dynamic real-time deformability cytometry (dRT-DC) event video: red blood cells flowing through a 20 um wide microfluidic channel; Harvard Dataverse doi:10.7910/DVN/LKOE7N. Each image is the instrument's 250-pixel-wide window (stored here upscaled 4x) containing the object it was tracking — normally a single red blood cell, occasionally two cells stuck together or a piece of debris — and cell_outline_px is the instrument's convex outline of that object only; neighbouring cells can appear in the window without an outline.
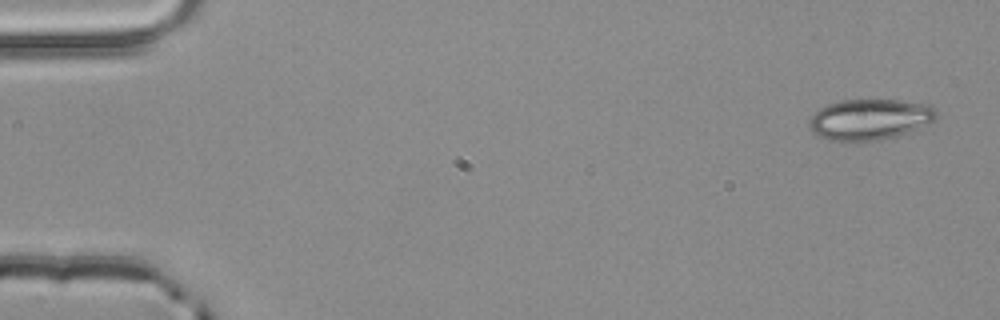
{"species": "common noctule bat (a hibernating species)", "species_latin": "Nyctalus noctula", "temperature_condition": "room temperature", "stored_images_in_passage": 5, "segment_of_instrument_passage": [2, 2], "camera_frame_rate_fps": 3000, "um_per_image_px": 0.085, "animal": {"sex": "male", "body_mass_g": 20.4}, "frame": {"image": 1, "passage_image": 5, "time_ms": 1.333, "image_size_px": [1000, 320], "cell_outline_px": [[936, 120], [908, 132], [896, 136], [876, 140], [844, 144], [828, 140], [816, 136], [812, 132], [808, 124], [808, 120], [816, 108], [840, 100], [900, 100], [932, 104], [936, 108]], "centroid_in_image_um": [73.86, 10.17], "position_along_channel_um": 11.1, "area_um2": 31.21}}